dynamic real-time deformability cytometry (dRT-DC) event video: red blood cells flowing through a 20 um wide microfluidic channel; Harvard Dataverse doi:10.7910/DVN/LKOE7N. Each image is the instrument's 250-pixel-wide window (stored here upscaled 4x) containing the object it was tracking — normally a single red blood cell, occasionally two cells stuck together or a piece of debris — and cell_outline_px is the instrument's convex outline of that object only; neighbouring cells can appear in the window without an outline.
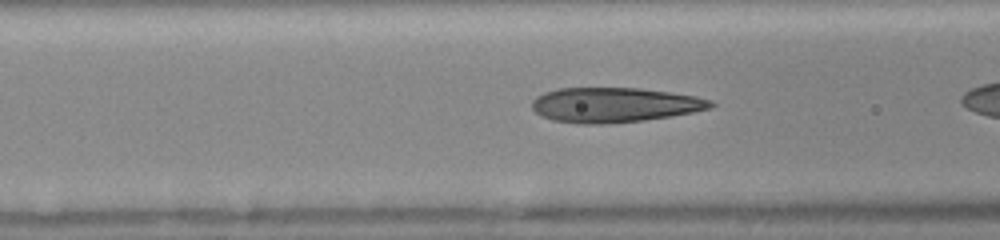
{"species": "human", "species_latin": "Homo sapiens", "temperature_condition": "room temperature", "stored_images_in_passage": 34, "camera_frame_rate_fps": 3000, "um_per_image_px": 0.085, "donor": {"sex": "female"}, "frame": {"image": 1, "passage_image": 16, "time_ms": 5.0, "image_size_px": [1000, 240], "cell_outline_px": [[716, 104], [712, 108], [672, 116], [644, 120], [600, 124], [580, 124], [552, 120], [540, 116], [532, 108], [532, 100], [536, 96], [544, 92], [560, 88], [640, 88], [696, 96], [712, 100]], "centroid_in_image_um": [52.22, 8.92], "position_along_channel_um": 114.4, "area_um2": 36.36}}
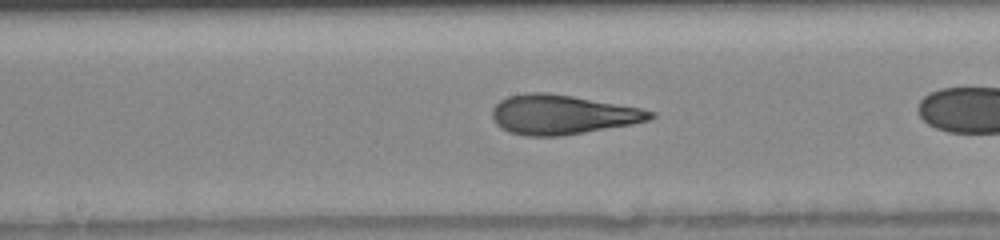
{"frame": {"image": 2, "passage_image": 22, "time_ms": 7.0, "image_size_px": [1000, 240], "cell_outline_px": [[656, 116], [648, 120], [632, 124], [584, 132], [556, 136], [528, 136], [508, 132], [496, 124], [492, 116], [492, 108], [500, 100], [508, 96], [524, 92], [548, 92], [572, 96], [640, 108], [656, 112]], "centroid_in_image_um": [47.76, 9.73], "position_along_channel_um": 200.4, "area_um2": 36.24}}
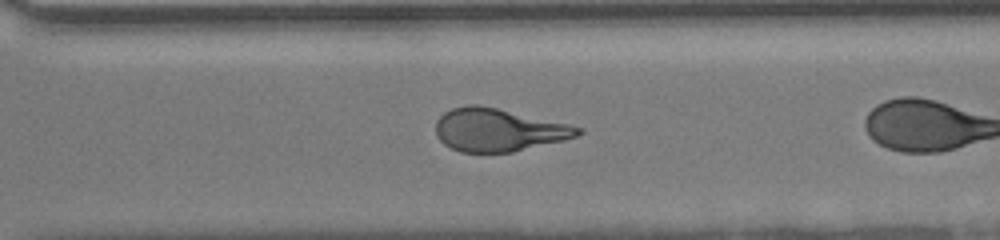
{"frame": {"image": 3, "passage_image": 31, "time_ms": 10.0, "image_size_px": [1000, 240], "cell_outline_px": [[584, 132], [576, 136], [564, 140], [512, 152], [460, 152], [444, 144], [436, 136], [436, 120], [444, 112], [452, 108], [468, 104], [476, 104], [496, 108], [568, 124], [584, 128]], "centroid_in_image_um": [42.34, 11.04], "position_along_channel_um": 328.3, "area_um2": 35.32}}